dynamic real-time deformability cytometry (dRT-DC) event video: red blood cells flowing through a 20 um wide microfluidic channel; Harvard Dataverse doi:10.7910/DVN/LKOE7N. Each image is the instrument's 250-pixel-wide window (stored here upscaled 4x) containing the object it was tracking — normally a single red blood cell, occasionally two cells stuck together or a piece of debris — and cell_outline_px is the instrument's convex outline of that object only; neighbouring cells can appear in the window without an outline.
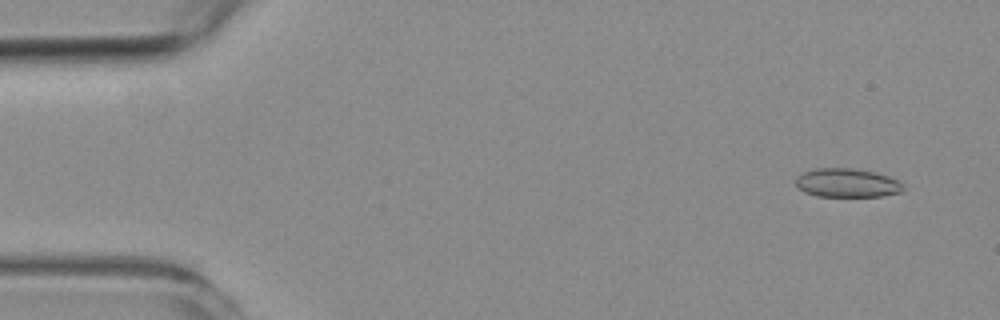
{"species": "common noctule bat (a hibernating species)", "species_latin": "Nyctalus noctula", "temperature_condition": "room temperature", "stored_images_in_passage": 6, "segment_of_instrument_passage": [1, 2], "camera_frame_rate_fps": 3000, "um_per_image_px": 0.085, "animal": {"sex": "female", "body_mass_g": 19.3, "forearm_length_mm": 54.1}, "frame": {"image": 1, "passage_image": 4, "time_ms": 1.0, "image_size_px": [1000, 320], "cell_outline_px": [[904, 188], [900, 192], [880, 196], [816, 196], [804, 192], [796, 184], [796, 176], [804, 172], [816, 168], [848, 168], [872, 172], [888, 176], [904, 184]], "centroid_in_image_um": [71.98, 15.55], "position_along_channel_um": 13.0, "area_um2": 17.8}}